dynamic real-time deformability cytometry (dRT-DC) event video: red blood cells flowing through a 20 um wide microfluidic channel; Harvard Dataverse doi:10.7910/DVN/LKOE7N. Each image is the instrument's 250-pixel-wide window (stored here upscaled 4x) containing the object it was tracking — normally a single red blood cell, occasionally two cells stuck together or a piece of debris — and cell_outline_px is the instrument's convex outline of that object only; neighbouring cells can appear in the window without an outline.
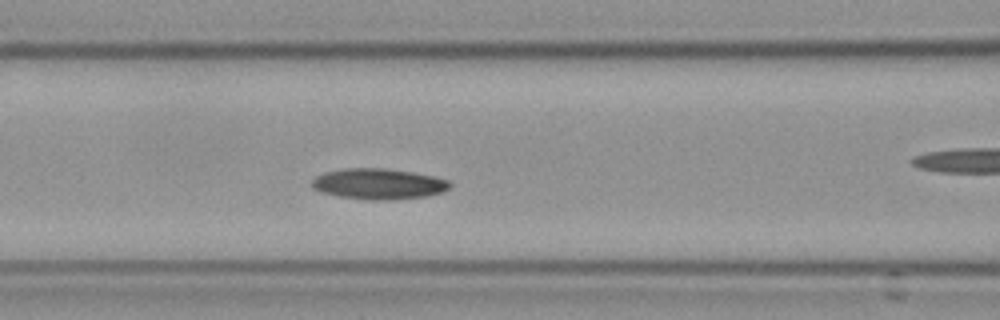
{"species": "Egyptian fruit bat (a non-hibernating species)", "species_latin": "Rousettus aegyptiacus", "temperature_condition": "cold", "stored_images_in_passage": 46, "camera_frame_rate_fps": 3000, "um_per_image_px": 0.085, "frame": {"image": 1, "passage_image": 20, "time_ms": 6.333, "image_size_px": [1000, 320], "cell_outline_px": [[452, 188], [444, 192], [424, 196], [392, 200], [368, 200], [340, 196], [320, 192], [312, 188], [312, 180], [316, 176], [324, 172], [344, 168], [384, 168], [412, 172], [432, 176], [448, 180], [452, 184]], "centroid_in_image_um": [32.18, 15.63], "position_along_channel_um": 134.4, "area_um2": 24.85}, "authors_computed_cell_mechanics": {"area_um2": 24.0448, "velocity_mm_per_s": 3.5986, "shape_relaxation_time_tau1_ms": 7.601, "shape_relaxation_time_tau2_ms": null, "deformation_change_tau1": 0.1086, "deformation_change_tau2": null}}